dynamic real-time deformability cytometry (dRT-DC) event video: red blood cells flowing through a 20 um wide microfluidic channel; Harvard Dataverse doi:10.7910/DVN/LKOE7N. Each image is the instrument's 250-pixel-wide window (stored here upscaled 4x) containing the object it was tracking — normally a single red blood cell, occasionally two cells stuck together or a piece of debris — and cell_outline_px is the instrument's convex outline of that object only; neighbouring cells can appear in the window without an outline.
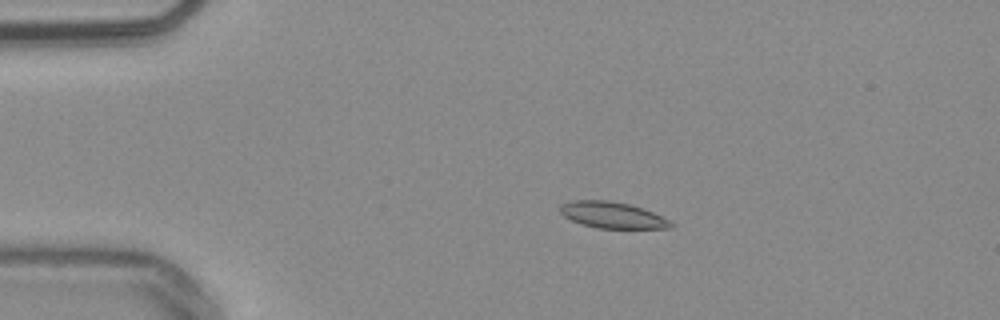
{"species": "common noctule bat (a hibernating species)", "species_latin": "Nyctalus noctula", "temperature_condition": "warm", "stored_images_in_passage": 53, "camera_frame_rate_fps": 3000, "um_per_image_px": 0.085, "animal": {"sex": "male", "body_mass_g": 20.4}, "frame": {"image": 1, "passage_image": 10, "time_ms": 3.0, "image_size_px": [1000, 320], "cell_outline_px": [[672, 228], [596, 228], [572, 220], [564, 216], [560, 212], [560, 204], [572, 200], [608, 200], [628, 204], [652, 212], [668, 220], [672, 224]], "centroid_in_image_um": [52.0, 18.27], "position_along_channel_um": 33.0, "area_um2": 16.65}}
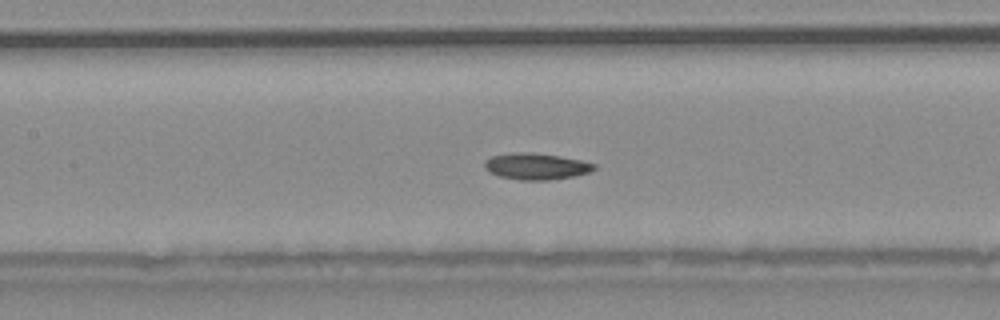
{"frame": {"image": 2, "passage_image": 24, "time_ms": 7.667, "image_size_px": [1000, 320], "cell_outline_px": [[596, 168], [588, 172], [572, 176], [548, 180], [520, 180], [500, 176], [488, 172], [484, 168], [484, 164], [492, 156], [512, 152], [524, 152], [560, 156], [580, 160], [596, 164]], "centroid_in_image_um": [45.55, 14.14], "position_along_channel_um": 161.8, "area_um2": 16.65}}
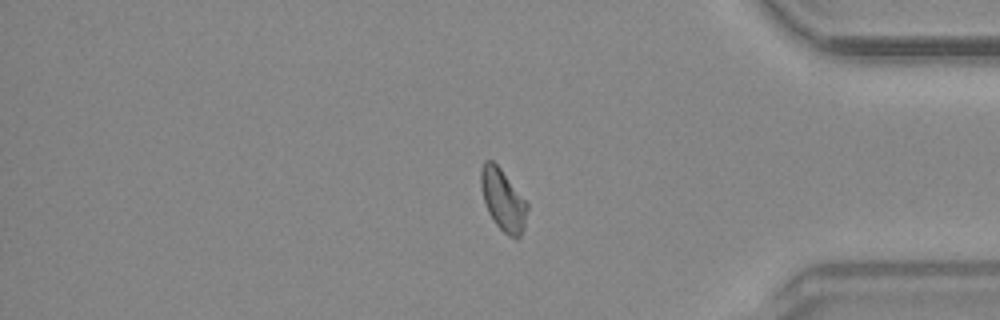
{"frame": {"image": 3, "passage_image": 44, "time_ms": 14.333, "image_size_px": [1000, 320], "cell_outline_px": [[528, 208], [524, 228], [520, 236], [516, 240], [508, 236], [496, 224], [488, 212], [480, 188], [480, 168], [484, 160], [492, 160], [500, 168], [528, 204]], "centroid_in_image_um": [42.74, 17.0], "position_along_channel_um": 392.5, "area_um2": 16.65}}